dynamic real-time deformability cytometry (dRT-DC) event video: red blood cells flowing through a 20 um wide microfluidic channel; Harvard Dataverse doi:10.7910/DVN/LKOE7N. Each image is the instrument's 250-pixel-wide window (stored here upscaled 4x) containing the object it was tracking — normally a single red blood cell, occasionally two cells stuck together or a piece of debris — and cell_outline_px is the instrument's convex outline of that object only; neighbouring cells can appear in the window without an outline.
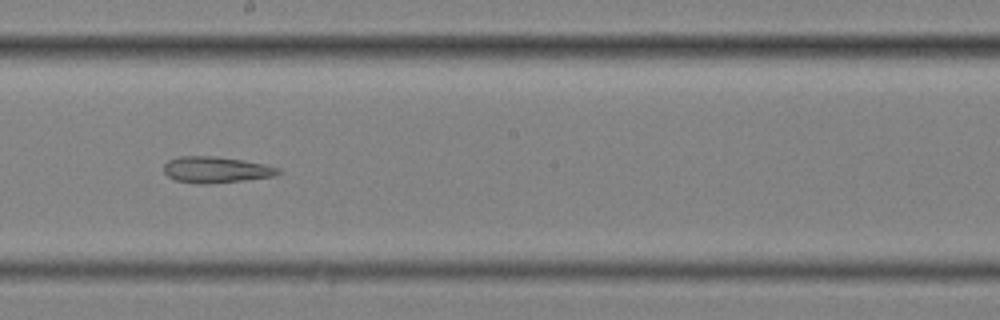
{"species": "common noctule bat (a hibernating species)", "species_latin": "Nyctalus noctula", "temperature_condition": "cold", "stored_images_in_passage": 12, "segment_of_instrument_passage": [2, 2], "camera_frame_rate_fps": 3000, "um_per_image_px": 0.085, "animal": {"sex": "female", "body_mass_g": 25.1}, "frame": {"image": 1, "passage_image": 6, "time_ms": 1.667, "image_size_px": [1000, 320], "cell_outline_px": [[284, 172], [272, 176], [244, 180], [208, 184], [196, 184], [176, 180], [168, 176], [164, 172], [164, 164], [168, 160], [180, 156], [212, 156], [240, 160], [264, 164], [280, 168]], "centroid_in_image_um": [18.35, 14.43], "position_along_channel_um": 229.9, "area_um2": 17.4}}
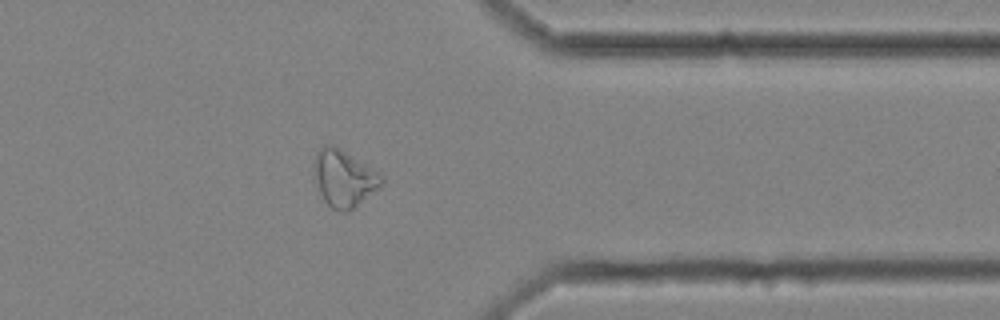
{"frame": {"image": 2, "passage_image": 10, "time_ms": 3.0, "image_size_px": [1000, 320], "cell_outline_px": [[384, 184], [348, 212], [340, 212], [332, 208], [324, 200], [312, 176], [312, 160], [316, 152], [324, 144], [332, 144], [380, 172], [384, 176]], "centroid_in_image_um": [29.21, 15.14], "position_along_channel_um": 382.2, "area_um2": 22.77}}
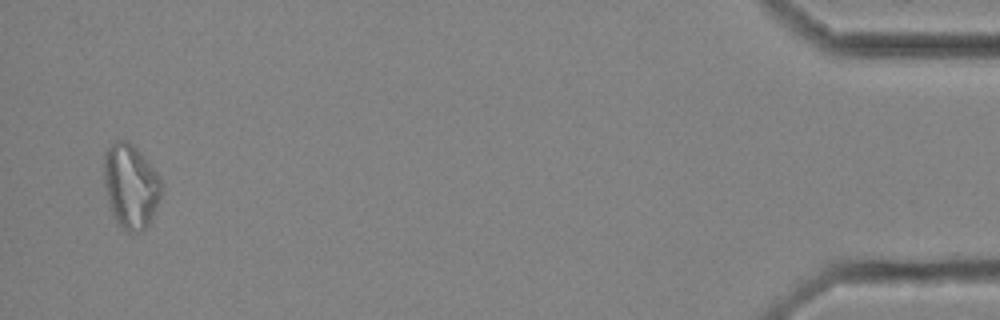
{"frame": {"image": 3, "passage_image": 12, "time_ms": 3.667, "image_size_px": [1000, 320], "cell_outline_px": [[160, 196], [156, 208], [148, 224], [140, 232], [128, 232], [116, 220], [112, 212], [108, 200], [104, 184], [104, 156], [108, 148], [116, 140], [124, 140], [132, 144], [140, 152], [156, 172], [160, 180]], "centroid_in_image_um": [11.09, 15.81], "position_along_channel_um": 424.1, "area_um2": 27.57}}